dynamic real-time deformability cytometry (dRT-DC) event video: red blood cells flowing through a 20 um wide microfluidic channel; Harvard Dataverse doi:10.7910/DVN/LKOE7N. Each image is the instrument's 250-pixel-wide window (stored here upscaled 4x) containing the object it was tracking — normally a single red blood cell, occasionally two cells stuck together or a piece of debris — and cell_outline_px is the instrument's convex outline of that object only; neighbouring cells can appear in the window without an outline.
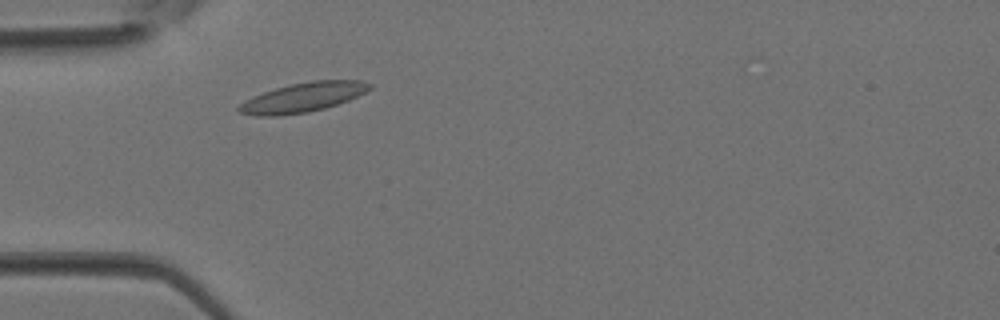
{"species": "Egyptian fruit bat (a non-hibernating species)", "species_latin": "Rousettus aegyptiacus", "temperature_condition": "room temperature", "stored_images_in_passage": 2, "camera_frame_rate_fps": 3000, "um_per_image_px": 0.085, "animal": {"sex": "female"}, "frame": {"image": 1, "passage_image": 2, "time_ms": 0.333, "image_size_px": [1000, 320], "cell_outline_px": [[372, 88], [348, 100], [324, 108], [308, 112], [276, 116], [256, 116], [240, 112], [236, 108], [244, 100], [252, 96], [276, 88], [292, 84], [312, 80], [364, 80], [372, 84]], "centroid_in_image_um": [25.74, 8.27], "position_along_channel_um": 59.3, "area_um2": 22.31}}